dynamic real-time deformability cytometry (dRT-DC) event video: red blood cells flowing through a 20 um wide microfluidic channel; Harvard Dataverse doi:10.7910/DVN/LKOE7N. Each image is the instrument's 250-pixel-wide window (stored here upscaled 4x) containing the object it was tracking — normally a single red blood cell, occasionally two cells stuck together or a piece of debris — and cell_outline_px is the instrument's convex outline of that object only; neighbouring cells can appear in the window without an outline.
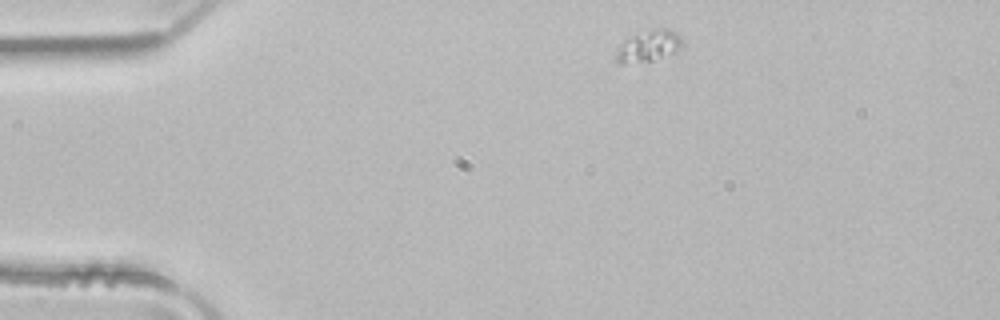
{"species": "common noctule bat (a hibernating species)", "species_latin": "Nyctalus noctula", "temperature_condition": "room temperature", "stored_images_in_passage": 2, "camera_frame_rate_fps": 3000, "um_per_image_px": 0.085, "animal": {"sex": "male", "body_mass_g": 21.5, "forearm_length_mm": 52.0}, "frame": {"image": 1, "passage_image": 1, "time_ms": 0.0, "image_size_px": [1000, 320], "cell_outline_px": [[684, 44], [676, 52], [652, 60], [624, 64], [620, 64], [612, 60], [616, 52], [624, 40], [632, 36], [656, 28], [668, 28], [676, 32], [684, 40]], "centroid_in_image_um": [55.13, 3.92], "position_along_channel_um": 29.9, "area_um2": 12.2}}